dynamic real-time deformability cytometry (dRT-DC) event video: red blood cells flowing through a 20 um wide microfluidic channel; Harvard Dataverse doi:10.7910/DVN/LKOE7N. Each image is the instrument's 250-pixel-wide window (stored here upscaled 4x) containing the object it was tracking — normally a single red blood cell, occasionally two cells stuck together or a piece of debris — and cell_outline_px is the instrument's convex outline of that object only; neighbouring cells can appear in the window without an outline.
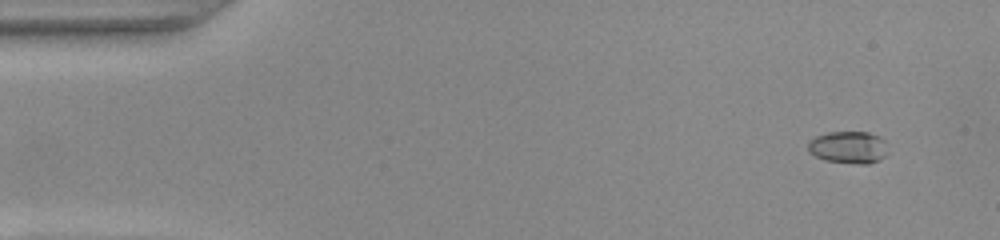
{"species": "common noctule bat (a hibernating species)", "species_latin": "Nyctalus noctula", "temperature_condition": "warm", "stored_images_in_passage": 53, "camera_frame_rate_fps": 3000, "um_per_image_px": 0.085, "animal": {"sex": "female", "body_mass_g": 22.0, "forearm_length_mm": 56.7}, "frame": {"image": 1, "passage_image": 4, "time_ms": 1.0, "image_size_px": [1000, 240], "cell_outline_px": [[884, 156], [880, 160], [868, 164], [856, 164], [824, 160], [808, 152], [808, 140], [816, 136], [828, 132], [868, 132], [880, 136], [884, 140]], "centroid_in_image_um": [72.07, 12.52], "position_along_channel_um": 12.9, "area_um2": 14.97}}
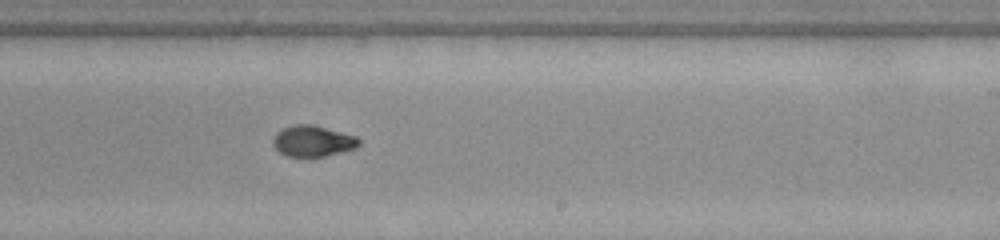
{"frame": {"image": 2, "passage_image": 32, "time_ms": 10.333, "image_size_px": [1000, 240], "cell_outline_px": [[360, 144], [356, 148], [324, 156], [284, 156], [272, 144], [272, 140], [276, 132], [284, 128], [296, 124], [312, 124], [356, 136], [360, 140]], "centroid_in_image_um": [26.58, 11.98], "position_along_channel_um": 262.4, "area_um2": 15.43}}
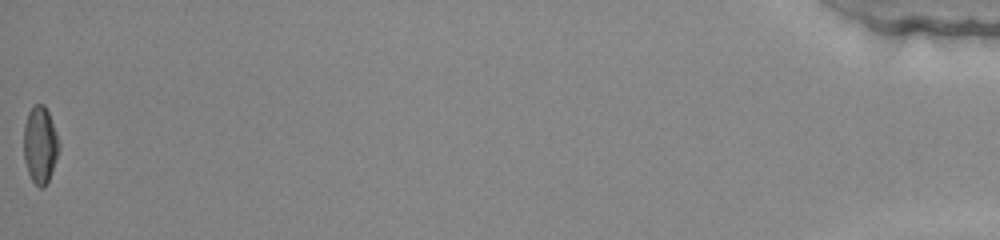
{"frame": {"image": 3, "passage_image": 53, "time_ms": 17.333, "image_size_px": [1000, 240], "cell_outline_px": [[60, 144], [48, 180], [44, 188], [40, 188], [32, 180], [28, 172], [24, 160], [24, 124], [28, 112], [36, 104], [44, 104], [48, 112], [56, 132]], "centroid_in_image_um": [3.39, 12.3], "position_along_channel_um": 431.8, "area_um2": 15.49}, "authors_computed_cell_mechanics": {"area_um2": 15.4904, "velocity_mm_per_s": 3.906, "shape_relaxation_time_tau1_ms": 6.6666, "shape_relaxation_time_tau2_ms": null, "deformation_change_tau1": 0.2477, "deformation_change_tau2": null}}